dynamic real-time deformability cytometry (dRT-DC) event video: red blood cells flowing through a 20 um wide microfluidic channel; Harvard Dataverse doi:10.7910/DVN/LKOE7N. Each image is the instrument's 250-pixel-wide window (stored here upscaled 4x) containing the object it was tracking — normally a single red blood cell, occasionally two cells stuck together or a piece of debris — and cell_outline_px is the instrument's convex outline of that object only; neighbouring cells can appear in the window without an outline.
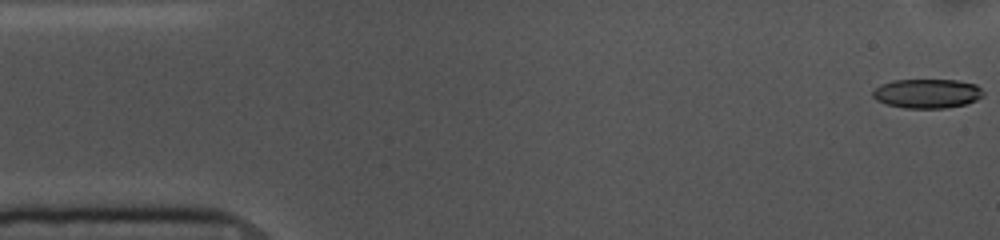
{"species": "common noctule bat (a hibernating species)", "species_latin": "Nyctalus noctula", "temperature_condition": "cold", "stored_images_in_passage": 54, "camera_frame_rate_fps": 3000, "um_per_image_px": 0.085, "animal": {"sex": "female", "body_mass_g": 10.0, "forearm_length_mm": 53.1}, "frame": {"image": 1, "passage_image": 1, "time_ms": 0.0, "image_size_px": [1000, 240], "cell_outline_px": [[984, 96], [968, 104], [944, 108], [904, 108], [884, 104], [876, 100], [872, 96], [872, 92], [880, 84], [892, 80], [956, 80], [976, 84], [984, 92]], "centroid_in_image_um": [78.8, 7.95], "position_along_channel_um": 6.2, "area_um2": 19.07}}
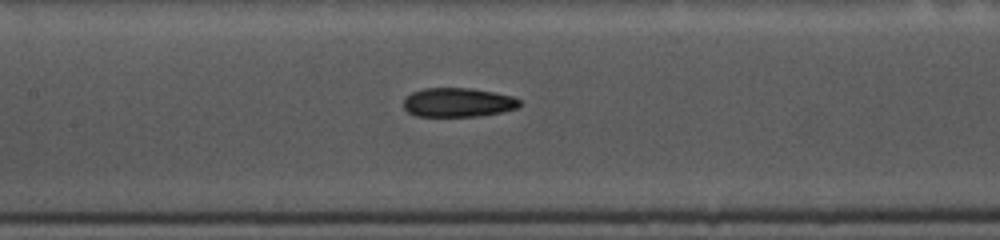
{"frame": {"image": 2, "passage_image": 24, "time_ms": 7.667, "image_size_px": [1000, 240], "cell_outline_px": [[520, 104], [516, 108], [500, 112], [480, 116], [416, 116], [408, 112], [404, 108], [404, 100], [412, 92], [424, 88], [472, 88], [512, 96], [520, 100]], "centroid_in_image_um": [38.91, 8.7], "position_along_channel_um": 168.5, "area_um2": 19.54}}
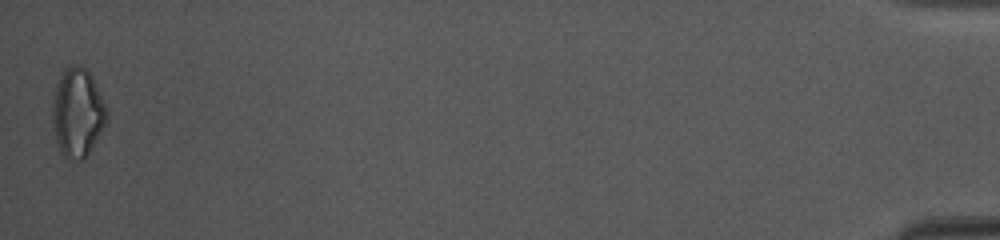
{"frame": {"image": 3, "passage_image": 54, "time_ms": 17.667, "image_size_px": [1000, 240], "cell_outline_px": [[108, 116], [104, 124], [84, 160], [68, 160], [60, 156], [52, 124], [52, 108], [56, 84], [64, 68], [72, 64], [80, 64], [92, 76], [108, 112]], "centroid_in_image_um": [6.55, 9.58], "position_along_channel_um": 428.7, "area_um2": 28.09}, "authors_computed_cell_mechanics": {"area_um2": 20.0855, "velocity_mm_per_s": 3.6223, "shape_relaxation_time_tau1_ms": 10.8746, "shape_relaxation_time_tau2_ms": 5.7178, "deformation_change_tau1": 0.1699, "deformation_change_tau2": 0.1338}}